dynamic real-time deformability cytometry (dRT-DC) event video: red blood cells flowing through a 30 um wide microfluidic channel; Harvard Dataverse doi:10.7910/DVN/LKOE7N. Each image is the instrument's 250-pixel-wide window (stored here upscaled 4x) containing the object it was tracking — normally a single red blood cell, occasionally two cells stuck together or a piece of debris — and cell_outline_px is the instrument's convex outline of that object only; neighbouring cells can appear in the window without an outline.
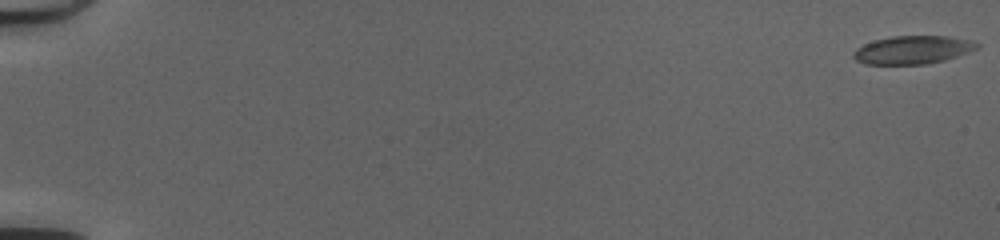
{"species": "common noctule bat (a hibernating species)", "species_latin": "Nyctalus noctula", "temperature_condition": "cold", "stored_images_in_passage": 52, "camera_frame_rate_fps": 3000, "um_per_image_px": 0.085, "animal": {"sex": "female", "body_mass_g": 20.0, "forearm_length_mm": 54.0}, "frame": {"image": 1, "passage_image": 1, "time_ms": 0.0, "image_size_px": [1000, 240], "cell_outline_px": [[980, 48], [944, 60], [928, 64], [864, 64], [856, 60], [852, 56], [852, 52], [856, 48], [864, 44], [876, 40], [892, 36], [948, 36], [972, 40], [980, 44]], "centroid_in_image_um": [77.59, 4.24], "position_along_channel_um": 7.4, "area_um2": 20.35}}
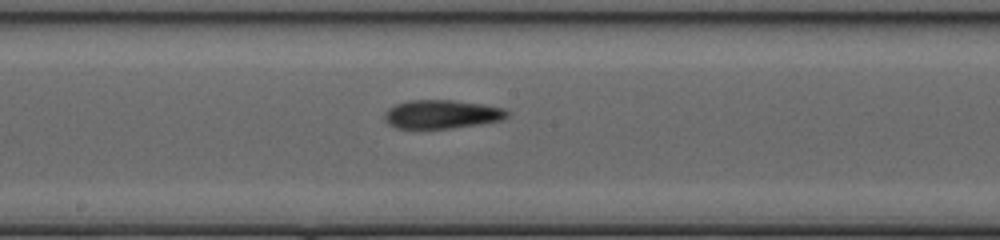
{"frame": {"image": 2, "passage_image": 30, "time_ms": 9.667, "image_size_px": [1000, 240], "cell_outline_px": [[512, 112], [504, 120], [480, 124], [452, 128], [396, 128], [388, 124], [384, 120], [384, 112], [388, 108], [396, 104], [408, 100], [452, 100], [484, 104], [508, 108]], "centroid_in_image_um": [37.61, 9.7], "position_along_channel_um": 210.6, "area_um2": 20.87}}
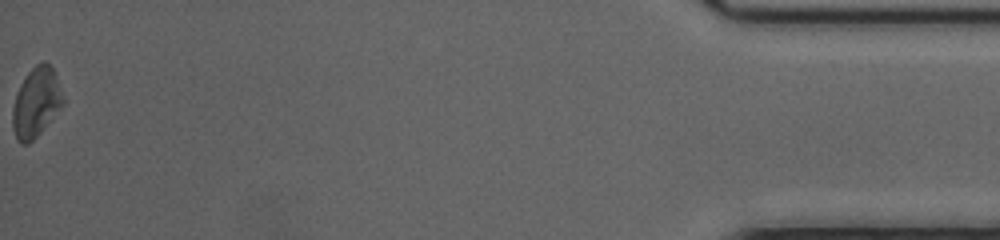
{"frame": {"image": 3, "passage_image": 52, "time_ms": 17.0, "image_size_px": [1000, 240], "cell_outline_px": [[64, 104], [40, 132], [28, 144], [20, 144], [16, 140], [12, 128], [12, 108], [20, 84], [24, 76], [36, 64], [44, 60], [52, 68], [56, 76], [64, 100]], "centroid_in_image_um": [3.04, 8.72], "position_along_channel_um": 432.2, "area_um2": 20.35}, "authors_computed_cell_mechanics": {"area_um2": 20.4323, "velocity_mm_per_s": 4.1935, "shape_relaxation_time_tau1_ms": 5.1283, "shape_relaxation_time_tau2_ms": 1.9028, "deformation_change_tau1": 0.1671, "deformation_change_tau2": 0.103}}